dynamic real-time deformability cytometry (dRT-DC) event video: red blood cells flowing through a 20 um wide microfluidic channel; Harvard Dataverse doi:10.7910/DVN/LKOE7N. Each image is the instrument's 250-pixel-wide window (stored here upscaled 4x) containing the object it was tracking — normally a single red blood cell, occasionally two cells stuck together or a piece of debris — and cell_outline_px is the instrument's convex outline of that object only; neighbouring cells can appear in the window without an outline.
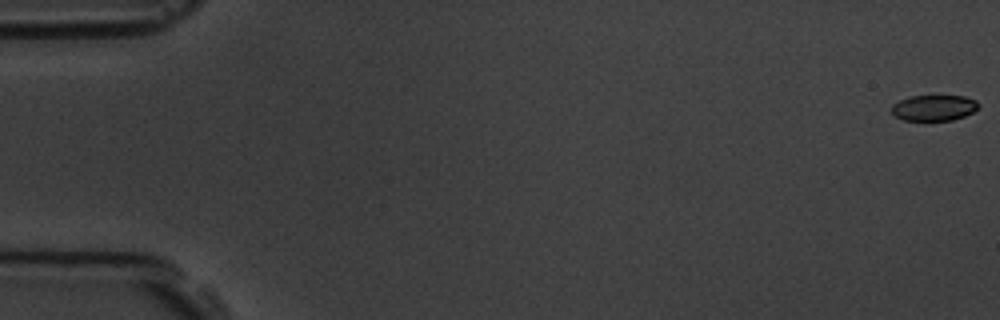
{"species": "common noctule bat (a hibernating species)", "species_latin": "Nyctalus noctula", "temperature_condition": "room temperature", "stored_images_in_passage": 5, "camera_frame_rate_fps": 3000, "um_per_image_px": 0.085, "animal": {"sex": "male", "body_mass_g": 19.5, "forearm_length_mm": 54.6}, "frame": {"image": 1, "passage_image": 1, "time_ms": 0.0, "image_size_px": [1000, 320], "cell_outline_px": [[980, 104], [972, 112], [964, 116], [952, 120], [904, 120], [896, 116], [892, 112], [892, 104], [908, 96], [964, 96], [976, 100]], "centroid_in_image_um": [79.38, 9.15], "position_along_channel_um": 5.6, "area_um2": 12.95}}
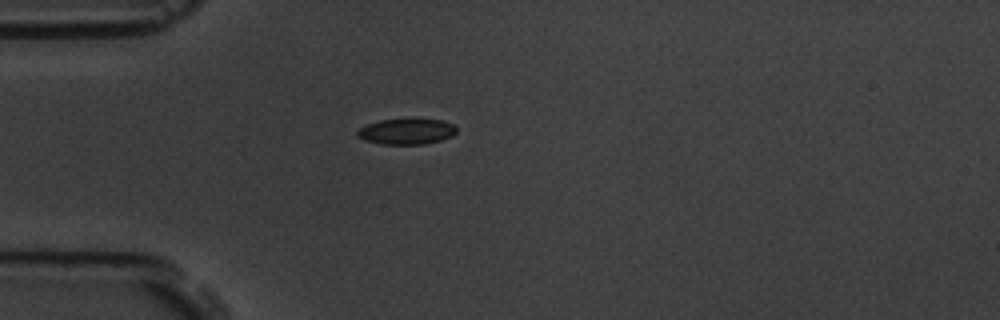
{"frame": {"image": 2, "passage_image": 5, "time_ms": 5.333, "image_size_px": [1000, 320], "cell_outline_px": [[456, 132], [452, 136], [440, 140], [424, 144], [380, 144], [364, 140], [356, 136], [356, 132], [360, 128], [368, 124], [380, 120], [440, 120], [452, 124], [456, 128]], "centroid_in_image_um": [34.52, 11.19], "position_along_channel_um": 50.5, "area_um2": 14.57}}